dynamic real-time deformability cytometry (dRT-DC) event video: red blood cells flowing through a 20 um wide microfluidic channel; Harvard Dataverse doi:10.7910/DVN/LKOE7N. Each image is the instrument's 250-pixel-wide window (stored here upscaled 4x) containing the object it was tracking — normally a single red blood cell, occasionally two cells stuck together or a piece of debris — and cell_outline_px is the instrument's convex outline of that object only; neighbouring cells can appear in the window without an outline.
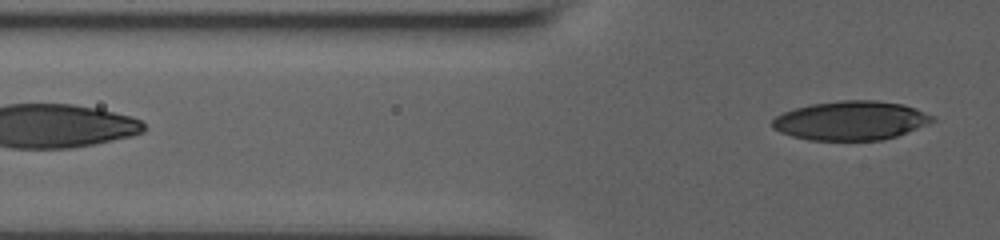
{"species": "human", "species_latin": "Homo sapiens", "temperature_condition": "room temperature", "stored_images_in_passage": 17, "segment_of_instrument_passage": [2, 2], "camera_frame_rate_fps": 3000, "um_per_image_px": 0.085, "donor": {"sex": "male"}, "frame": {"image": 1, "passage_image": 17, "time_ms": 7.0, "image_size_px": [1000, 240], "cell_outline_px": [[936, 120], [928, 124], [896, 136], [880, 140], [808, 140], [792, 136], [780, 132], [772, 128], [772, 120], [776, 116], [784, 112], [796, 108], [812, 104], [840, 100], [876, 100], [904, 104], [916, 108], [936, 116]], "centroid_in_image_um": [72.35, 10.24], "position_along_channel_um": 53.5, "area_um2": 36.53}}